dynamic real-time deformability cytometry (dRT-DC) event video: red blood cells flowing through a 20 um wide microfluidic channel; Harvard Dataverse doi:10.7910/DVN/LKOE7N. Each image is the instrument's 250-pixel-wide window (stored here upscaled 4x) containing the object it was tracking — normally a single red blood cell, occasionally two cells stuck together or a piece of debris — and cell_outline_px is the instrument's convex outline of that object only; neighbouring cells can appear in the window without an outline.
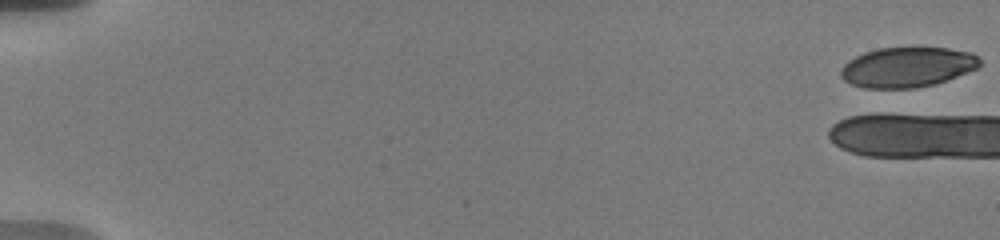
{"species": "human", "species_latin": "Homo sapiens", "temperature_condition": "warm", "stored_images_in_passage": 3, "camera_frame_rate_fps": 3000, "um_per_image_px": 0.085, "donor": {"sex": "male"}, "frame": {"image": 1, "passage_image": 1, "time_ms": 0.0, "image_size_px": [1000, 240], "cell_outline_px": [[980, 64], [976, 68], [936, 84], [916, 88], [864, 88], [852, 84], [844, 80], [840, 76], [840, 68], [848, 60], [864, 52], [880, 48], [916, 44], [948, 48], [972, 52], [980, 60]], "centroid_in_image_um": [77.1, 5.66], "position_along_channel_um": 7.9, "area_um2": 33.35}}